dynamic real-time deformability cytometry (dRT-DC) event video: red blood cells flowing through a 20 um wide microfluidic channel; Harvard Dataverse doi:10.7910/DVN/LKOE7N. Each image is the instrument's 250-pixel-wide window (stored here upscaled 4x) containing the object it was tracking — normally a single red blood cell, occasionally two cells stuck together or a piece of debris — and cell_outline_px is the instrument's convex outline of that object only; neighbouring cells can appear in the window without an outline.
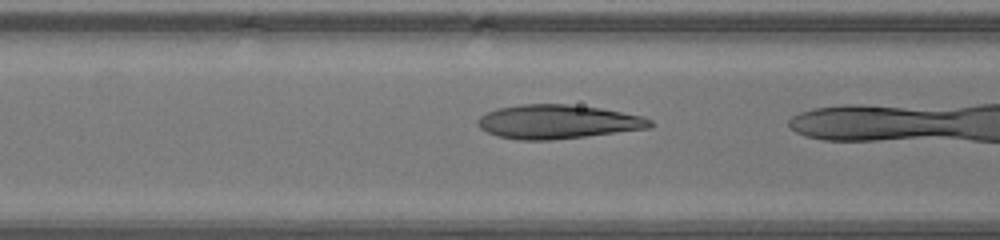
{"species": "human", "species_latin": "Homo sapiens", "temperature_condition": "warm", "stored_images_in_passage": 15, "camera_frame_rate_fps": 3000, "um_per_image_px": 0.085, "donor": {"sex": "male"}, "frame": {"image": 1, "passage_image": 14, "time_ms": 4.333, "image_size_px": [1000, 240], "cell_outline_px": [[656, 124], [652, 128], [552, 140], [516, 140], [496, 136], [480, 128], [476, 124], [476, 120], [480, 116], [496, 108], [520, 104], [568, 104], [600, 108], [644, 116], [652, 120]], "centroid_in_image_um": [47.42, 10.35], "position_along_channel_um": 119.2, "area_um2": 34.45}}